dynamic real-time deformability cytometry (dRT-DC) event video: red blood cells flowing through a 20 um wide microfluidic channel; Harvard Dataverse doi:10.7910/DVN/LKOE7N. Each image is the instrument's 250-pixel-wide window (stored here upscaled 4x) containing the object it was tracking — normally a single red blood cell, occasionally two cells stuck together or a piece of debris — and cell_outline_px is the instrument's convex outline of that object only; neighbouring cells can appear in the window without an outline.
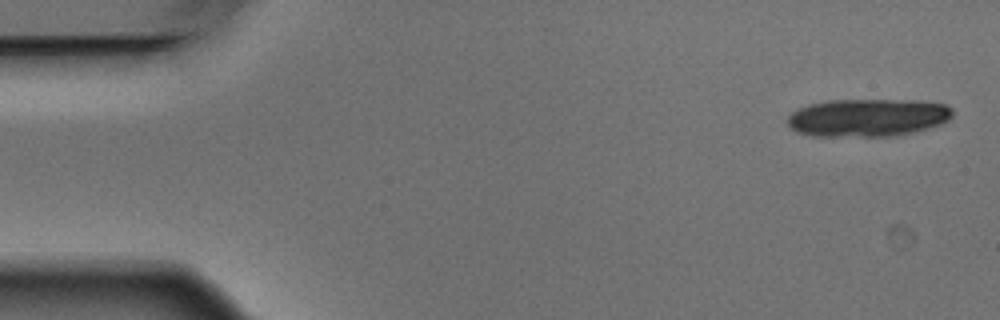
{"species": "Egyptian fruit bat (a non-hibernating species)", "species_latin": "Rousettus aegyptiacus", "temperature_condition": "warm", "stored_images_in_passage": 9, "camera_frame_rate_fps": 3000, "um_per_image_px": 0.085, "animal": {"sex": "male"}, "frame": {"image": 1, "passage_image": 1, "time_ms": 0.0, "image_size_px": [1000, 320], "cell_outline_px": [[952, 116], [948, 120], [940, 124], [928, 128], [912, 132], [888, 136], [812, 136], [796, 132], [788, 124], [788, 116], [792, 112], [808, 104], [828, 100], [916, 100], [948, 104], [952, 108]], "centroid_in_image_um": [73.76, 9.99], "position_along_channel_um": 11.2, "area_um2": 36.47}}
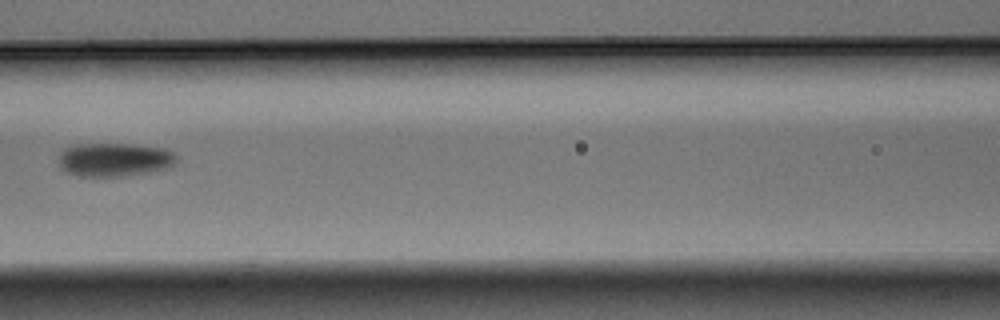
{"frame": {"image": 2, "passage_image": 6, "time_ms": 1.667, "image_size_px": [1000, 320], "cell_outline_px": [[176, 160], [172, 164], [164, 168], [148, 172], [124, 176], [76, 176], [64, 172], [60, 168], [60, 152], [64, 148], [72, 144], [132, 144], [164, 148], [172, 152], [176, 156]], "centroid_in_image_um": [9.65, 13.56], "position_along_channel_um": 156.9, "area_um2": 23.06}}
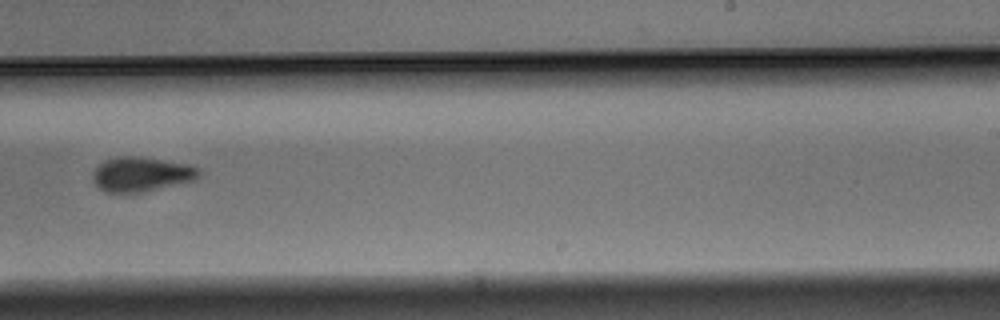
{"frame": {"image": 3, "passage_image": 9, "time_ms": 2.667, "image_size_px": [1000, 320], "cell_outline_px": [[200, 176], [196, 180], [144, 192], [108, 192], [100, 188], [92, 180], [92, 172], [104, 160], [116, 156], [136, 156], [188, 164], [200, 168]], "centroid_in_image_um": [12.03, 14.8], "position_along_channel_um": 277.0, "area_um2": 21.44}}